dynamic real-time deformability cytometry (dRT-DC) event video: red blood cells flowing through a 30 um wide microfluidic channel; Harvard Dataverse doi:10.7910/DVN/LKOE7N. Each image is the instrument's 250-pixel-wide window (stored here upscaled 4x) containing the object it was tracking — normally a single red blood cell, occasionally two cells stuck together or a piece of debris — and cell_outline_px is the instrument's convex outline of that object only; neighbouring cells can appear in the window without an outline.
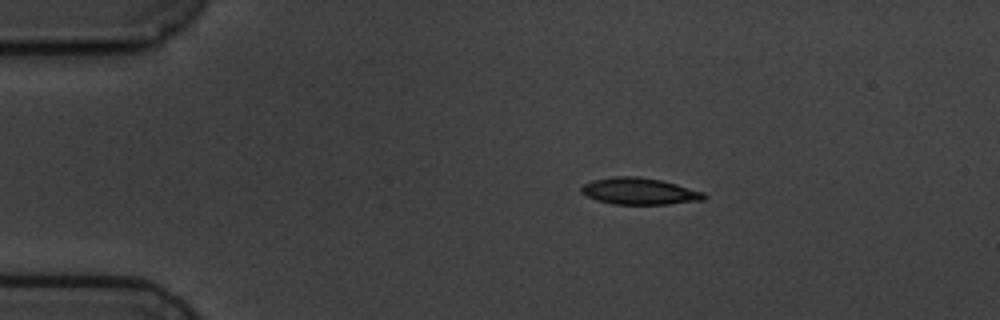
{"species": "common noctule bat (a hibernating species)", "species_latin": "Nyctalus noctula", "temperature_condition": "cold", "stored_images_in_passage": 6, "camera_frame_rate_fps": 3000, "um_per_image_px": 0.085, "animal": {"sex": "male", "body_mass_g": 19.5, "forearm_length_mm": 54.6}, "frame": {"image": 1, "passage_image": 1, "time_ms": 0.0, "image_size_px": [1000, 320], "cell_outline_px": [[708, 196], [704, 200], [668, 204], [612, 204], [596, 200], [580, 192], [580, 188], [584, 184], [592, 180], [616, 176], [636, 176], [660, 180], [676, 184], [704, 192]], "centroid_in_image_um": [54.35, 16.26], "position_along_channel_um": 30.7, "area_um2": 19.07}}
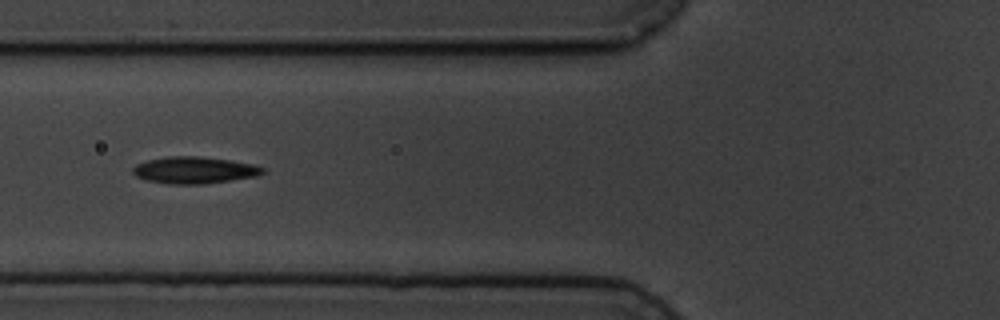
{"frame": {"image": 2, "passage_image": 4, "time_ms": 3.667, "image_size_px": [1000, 320], "cell_outline_px": [[264, 172], [256, 176], [204, 184], [168, 184], [144, 180], [136, 176], [132, 172], [132, 168], [136, 164], [148, 160], [168, 156], [200, 156], [228, 160], [252, 164], [264, 168]], "centroid_in_image_um": [16.46, 14.46], "position_along_channel_um": 109.3, "area_um2": 20.23}}
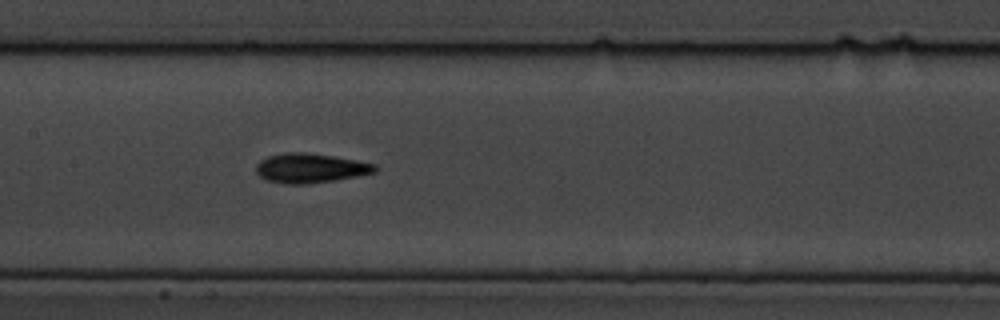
{"frame": {"image": 3, "passage_image": 6, "time_ms": 5.667, "image_size_px": [1000, 320], "cell_outline_px": [[376, 172], [356, 176], [308, 184], [284, 184], [268, 180], [260, 176], [256, 172], [256, 164], [260, 160], [268, 156], [284, 152], [304, 152], [332, 156], [356, 160], [376, 164]], "centroid_in_image_um": [26.34, 14.28], "position_along_channel_um": 181.1, "area_um2": 20.29}}